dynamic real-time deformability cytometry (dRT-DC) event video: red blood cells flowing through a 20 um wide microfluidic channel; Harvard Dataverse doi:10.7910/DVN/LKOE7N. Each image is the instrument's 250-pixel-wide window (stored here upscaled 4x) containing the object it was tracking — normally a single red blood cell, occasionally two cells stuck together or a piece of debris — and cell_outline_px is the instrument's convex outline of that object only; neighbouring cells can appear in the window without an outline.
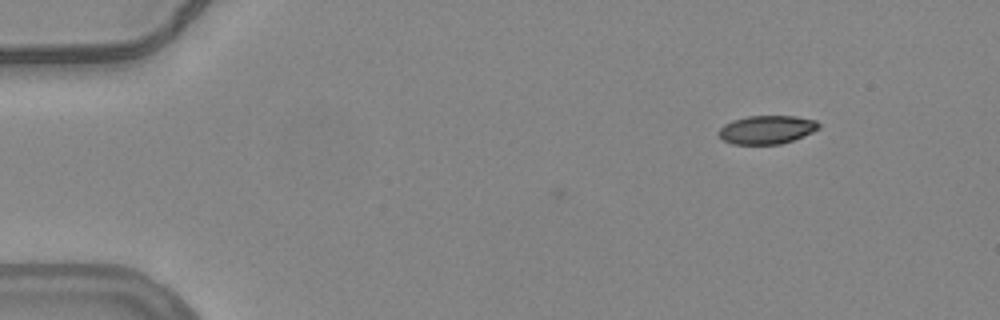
{"species": "common noctule bat (a hibernating species)", "species_latin": "Nyctalus noctula", "temperature_condition": "warm", "stored_images_in_passage": 3, "camera_frame_rate_fps": 3000, "um_per_image_px": 0.085, "animal": {"sex": "female", "body_mass_g": 24.6, "forearm_length_mm": 56.2}, "frame": {"image": 1, "passage_image": 3, "time_ms": 0.667, "image_size_px": [1000, 320], "cell_outline_px": [[820, 128], [804, 136], [780, 144], [732, 144], [724, 140], [716, 132], [724, 124], [732, 120], [748, 116], [796, 116], [816, 120], [820, 124]], "centroid_in_image_um": [65.18, 11.01], "position_along_channel_um": 19.8, "area_um2": 16.65}}